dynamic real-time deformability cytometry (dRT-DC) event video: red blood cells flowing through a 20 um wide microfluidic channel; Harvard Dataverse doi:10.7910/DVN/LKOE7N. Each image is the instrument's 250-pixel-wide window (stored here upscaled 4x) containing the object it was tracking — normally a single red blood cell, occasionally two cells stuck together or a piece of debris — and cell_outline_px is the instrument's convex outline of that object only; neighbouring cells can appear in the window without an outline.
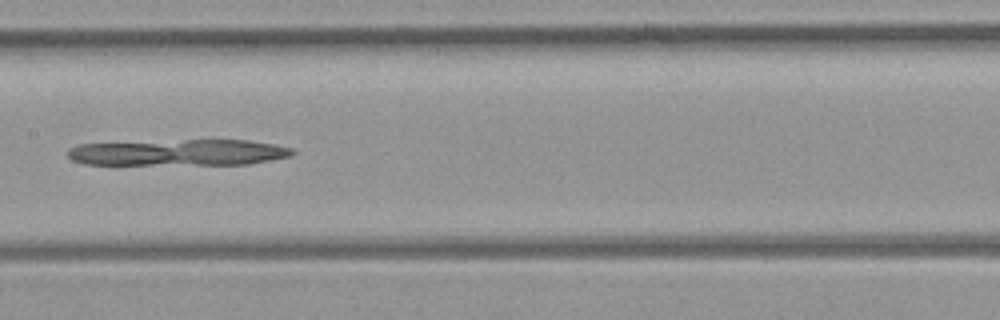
{"species": "common noctule bat (a hibernating species)", "species_latin": "Nyctalus noctula", "temperature_condition": "room temperature", "stored_images_in_passage": 36, "camera_frame_rate_fps": 3000, "um_per_image_px": 0.085, "animal": {"sex": "female", "body_mass_g": 21.9}, "frame": {"image": 1, "passage_image": 14, "time_ms": 4.333, "image_size_px": [1000, 320], "cell_outline_px": [[296, 152], [292, 156], [248, 164], [112, 168], [84, 164], [72, 160], [68, 156], [68, 148], [80, 144], [184, 140], [248, 140], [272, 144], [292, 148]], "centroid_in_image_um": [15.03, 13.03], "position_along_channel_um": 192.4, "area_um2": 36.47}}
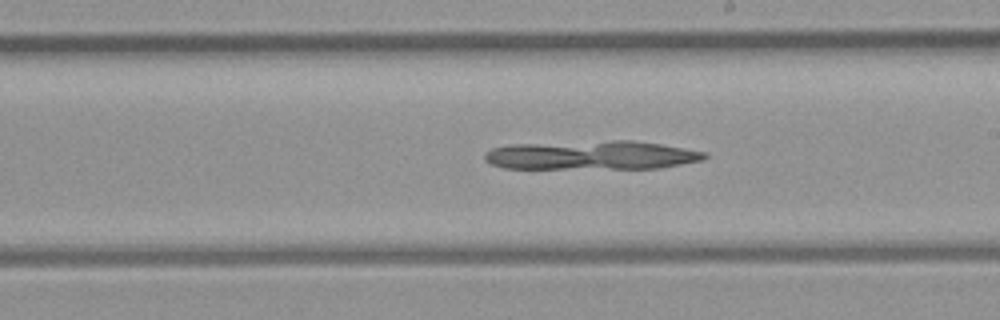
{"frame": {"image": 2, "passage_image": 17, "time_ms": 5.333, "image_size_px": [1000, 320], "cell_outline_px": [[708, 156], [704, 160], [660, 168], [504, 168], [492, 164], [484, 160], [484, 152], [492, 148], [508, 144], [612, 140], [632, 140], [660, 144], [708, 152]], "centroid_in_image_um": [50.29, 13.18], "position_along_channel_um": 238.7, "area_um2": 37.28}}
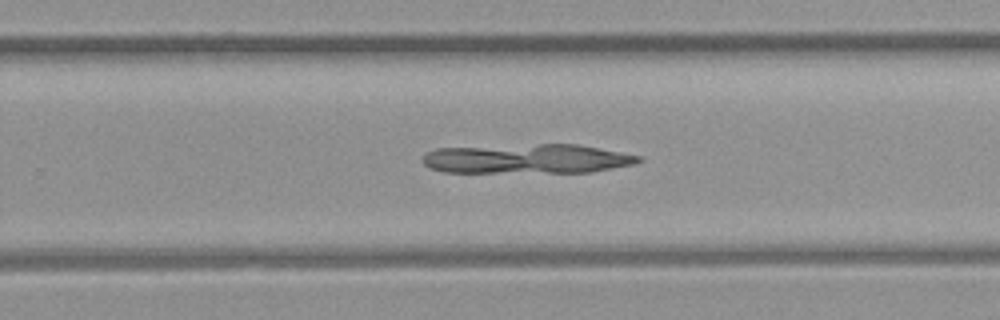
{"frame": {"image": 3, "passage_image": 20, "time_ms": 6.333, "image_size_px": [1000, 320], "cell_outline_px": [[644, 160], [632, 164], [592, 172], [444, 172], [428, 168], [424, 164], [424, 156], [428, 152], [436, 148], [540, 144], [576, 144], [620, 152], [640, 156]], "centroid_in_image_um": [44.79, 13.5], "position_along_channel_um": 285.0, "area_um2": 36.82}}